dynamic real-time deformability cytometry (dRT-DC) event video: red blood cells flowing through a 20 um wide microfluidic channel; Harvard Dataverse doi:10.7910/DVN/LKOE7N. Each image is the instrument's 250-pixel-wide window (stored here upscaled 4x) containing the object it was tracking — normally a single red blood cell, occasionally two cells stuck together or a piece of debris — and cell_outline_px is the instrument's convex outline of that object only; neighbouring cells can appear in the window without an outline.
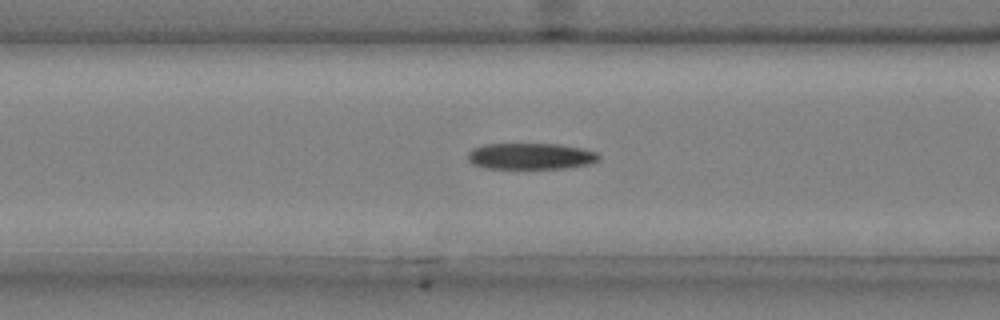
{"species": "common noctule bat (a hibernating species)", "species_latin": "Nyctalus noctula", "temperature_condition": "cold", "stored_images_in_passage": 31, "camera_frame_rate_fps": 3000, "um_per_image_px": 0.085, "animal": {"sex": "male", "body_mass_g": 20.4}, "frame": {"image": 1, "passage_image": 6, "time_ms": 1.667, "image_size_px": [1000, 320], "cell_outline_px": [[600, 160], [592, 164], [564, 168], [484, 168], [472, 164], [468, 160], [468, 152], [472, 148], [484, 144], [560, 144], [584, 148], [596, 152], [600, 156]], "centroid_in_image_um": [45.13, 13.27], "position_along_channel_um": 121.5, "area_um2": 20.29}}
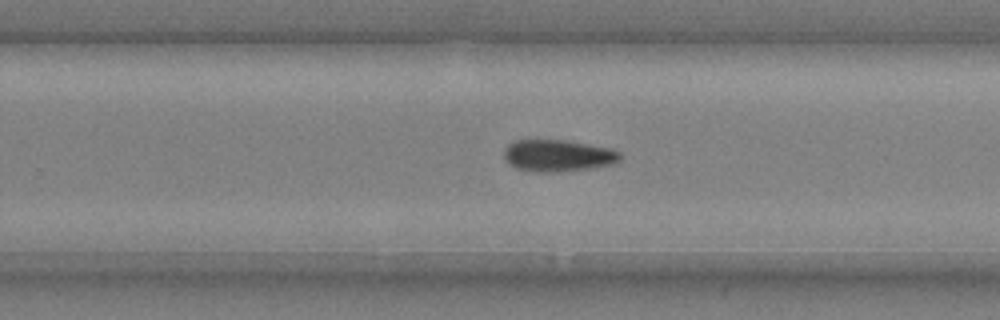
{"frame": {"image": 2, "passage_image": 19, "time_ms": 6.0, "image_size_px": [1000, 320], "cell_outline_px": [[620, 160], [616, 164], [592, 168], [552, 172], [540, 172], [516, 168], [508, 164], [504, 156], [504, 148], [512, 140], [564, 140], [612, 148], [620, 152]], "centroid_in_image_um": [47.43, 13.22], "position_along_channel_um": 282.4, "area_um2": 21.68}}
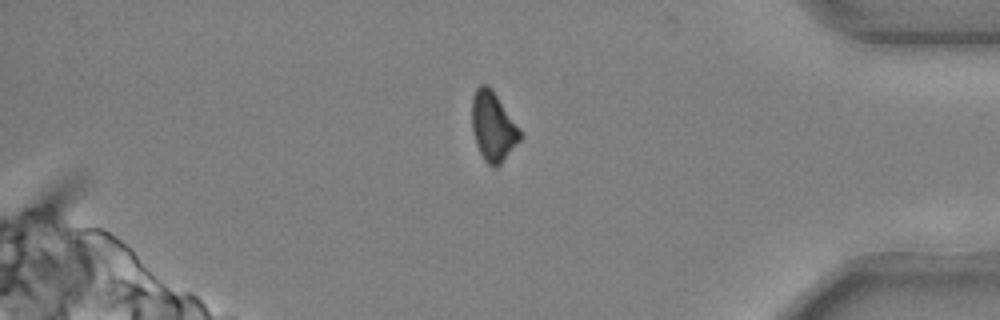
{"frame": {"image": 3, "passage_image": 30, "time_ms": 9.667, "image_size_px": [1000, 320], "cell_outline_px": [[524, 136], [500, 164], [496, 168], [492, 168], [484, 160], [476, 144], [472, 128], [472, 96], [476, 88], [480, 84], [484, 84], [496, 96], [520, 128]], "centroid_in_image_um": [41.91, 10.8], "position_along_channel_um": 393.3, "area_um2": 19.25}}